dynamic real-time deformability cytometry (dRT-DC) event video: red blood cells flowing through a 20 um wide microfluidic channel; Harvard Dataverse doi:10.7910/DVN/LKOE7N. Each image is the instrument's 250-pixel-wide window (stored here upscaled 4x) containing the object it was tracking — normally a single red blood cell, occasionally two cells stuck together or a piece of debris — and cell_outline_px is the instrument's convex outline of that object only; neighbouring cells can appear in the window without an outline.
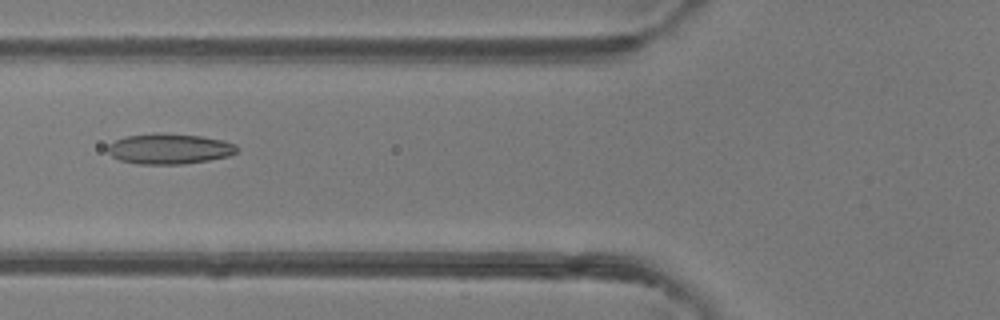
{"species": "common noctule bat (a hibernating species)", "species_latin": "Nyctalus noctula", "temperature_condition": "room temperature", "stored_images_in_passage": 5, "camera_frame_rate_fps": 3000, "um_per_image_px": 0.085, "animal": {"sex": "female"}, "frame": {"image": 1, "passage_image": 5, "time_ms": 1.333, "image_size_px": [1000, 320], "cell_outline_px": [[236, 152], [228, 156], [208, 160], [184, 164], [136, 164], [120, 160], [112, 156], [108, 152], [108, 144], [124, 136], [156, 132], [160, 132], [200, 136], [224, 140], [236, 144]], "centroid_in_image_um": [14.37, 12.64], "position_along_channel_um": 111.4, "area_um2": 23.06}}